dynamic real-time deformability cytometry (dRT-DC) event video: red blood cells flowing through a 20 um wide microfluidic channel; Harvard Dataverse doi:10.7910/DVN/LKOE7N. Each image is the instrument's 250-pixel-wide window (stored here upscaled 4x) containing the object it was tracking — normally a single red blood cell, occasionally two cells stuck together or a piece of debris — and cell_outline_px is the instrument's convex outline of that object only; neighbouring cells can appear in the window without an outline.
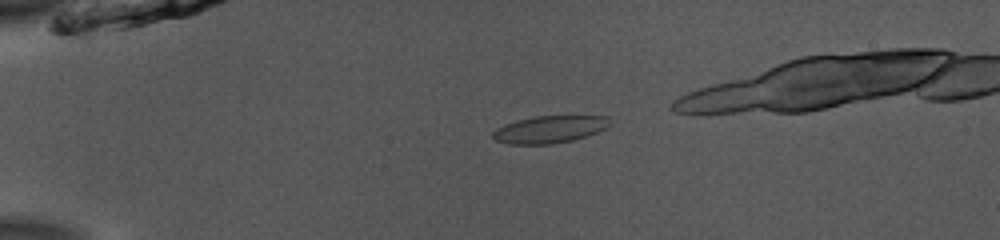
{"species": "common noctule bat (a hibernating species)", "species_latin": "Nyctalus noctula", "temperature_condition": "room temperature", "stored_images_in_passage": 40, "camera_frame_rate_fps": 3000, "um_per_image_px": 0.085, "animal": {"sex": "male", "body_mass_g": 13.0, "forearm_length_mm": 53.1}, "frame": {"image": 1, "passage_image": 6, "time_ms": 1.667, "image_size_px": [1000, 240], "cell_outline_px": [[612, 124], [596, 132], [572, 140], [552, 144], [508, 144], [496, 140], [492, 136], [492, 132], [496, 128], [504, 124], [516, 120], [536, 116], [608, 116]], "centroid_in_image_um": [46.68, 10.99], "position_along_channel_um": 38.3, "area_um2": 18.5}}
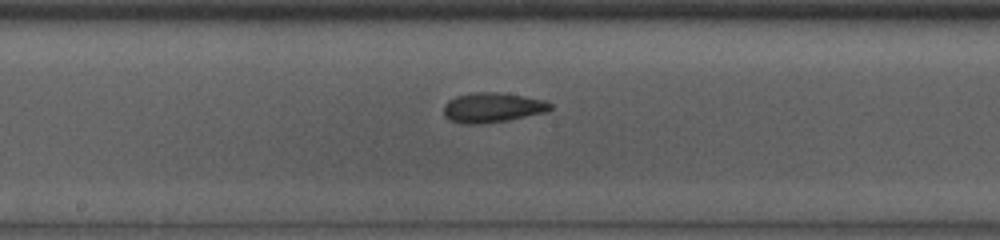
{"frame": {"image": 2, "passage_image": 22, "time_ms": 7.0, "image_size_px": [1000, 240], "cell_outline_px": [[552, 108], [548, 112], [508, 120], [476, 124], [464, 124], [452, 120], [444, 116], [444, 104], [448, 100], [456, 96], [476, 92], [496, 92], [524, 96], [544, 100], [552, 104]], "centroid_in_image_um": [41.87, 9.14], "position_along_channel_um": 206.3, "area_um2": 18.5}}
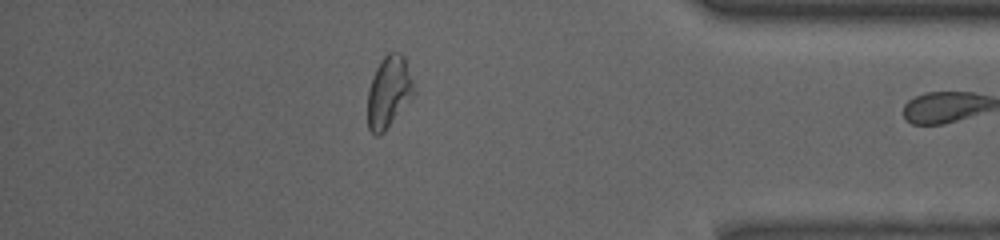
{"frame": {"image": 3, "passage_image": 39, "time_ms": 12.667, "image_size_px": [1000, 240], "cell_outline_px": [[412, 96], [384, 132], [380, 136], [376, 136], [368, 128], [368, 92], [372, 76], [380, 60], [388, 52], [400, 52], [404, 56], [412, 84]], "centroid_in_image_um": [32.99, 7.81], "position_along_channel_um": 402.2, "area_um2": 18.79}}